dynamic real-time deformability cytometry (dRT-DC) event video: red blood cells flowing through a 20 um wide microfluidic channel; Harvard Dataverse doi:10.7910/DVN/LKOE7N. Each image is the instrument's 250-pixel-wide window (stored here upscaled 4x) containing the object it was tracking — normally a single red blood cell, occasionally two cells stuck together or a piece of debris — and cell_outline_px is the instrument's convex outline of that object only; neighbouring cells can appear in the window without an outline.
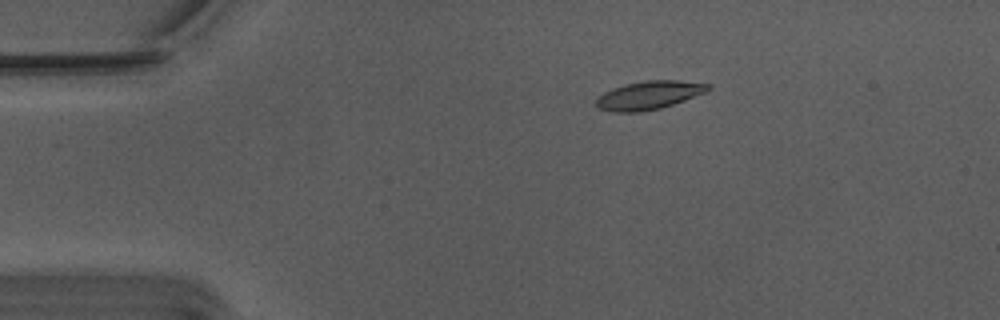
{"species": "Egyptian fruit bat (a non-hibernating species)", "species_latin": "Rousettus aegyptiacus", "temperature_condition": "warm", "stored_images_in_passage": 48, "camera_frame_rate_fps": 3000, "um_per_image_px": 0.085, "animal": {"sex": "male"}, "frame": {"image": 1, "passage_image": 3, "time_ms": 0.667, "image_size_px": [1000, 320], "cell_outline_px": [[712, 88], [704, 92], [684, 100], [660, 108], [640, 112], [612, 112], [596, 108], [596, 100], [604, 92], [624, 84], [648, 80], [676, 80], [708, 84]], "centroid_in_image_um": [55.11, 8.1], "position_along_channel_um": 29.9, "area_um2": 18.26}}
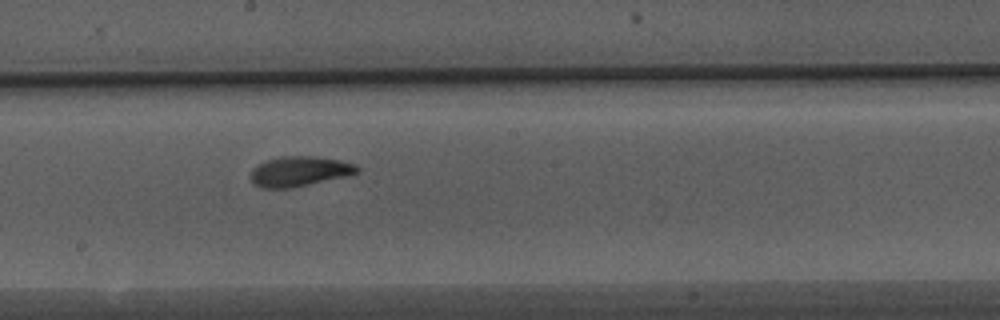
{"frame": {"image": 2, "passage_image": 23, "time_ms": 7.333, "image_size_px": [1000, 320], "cell_outline_px": [[360, 172], [344, 176], [292, 188], [260, 188], [252, 180], [252, 168], [268, 160], [280, 156], [316, 156], [340, 160], [356, 164], [360, 168]], "centroid_in_image_um": [25.48, 14.55], "position_along_channel_um": 222.7, "area_um2": 18.44}}
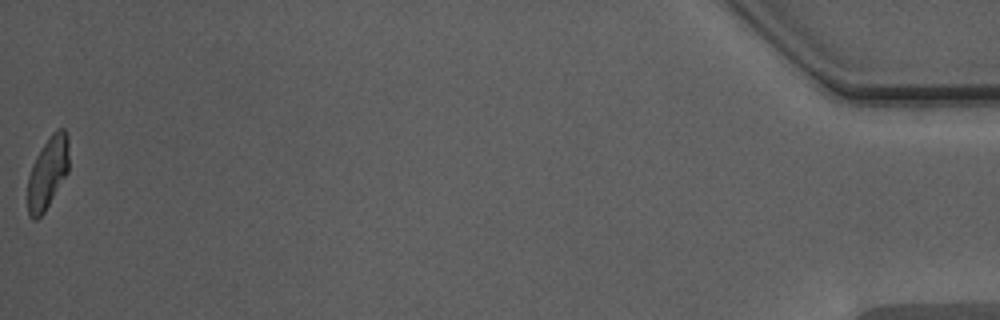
{"frame": {"image": 3, "passage_image": 48, "time_ms": 15.667, "image_size_px": [1000, 320], "cell_outline_px": [[68, 172], [44, 212], [36, 220], [32, 220], [28, 216], [28, 176], [32, 164], [36, 156], [52, 132], [56, 128], [64, 128], [68, 136]], "centroid_in_image_um": [4.05, 14.67], "position_along_channel_um": 431.2, "area_um2": 17.28}, "authors_computed_cell_mechanics": {"area_um2": 18.207, "velocity_mm_per_s": 3.739, "shape_relaxation_time_tau1_ms": 3.7794, "shape_relaxation_time_tau2_ms": 2.734, "deformation_change_tau1": 0.1649, "deformation_change_tau2": 0.0606}}